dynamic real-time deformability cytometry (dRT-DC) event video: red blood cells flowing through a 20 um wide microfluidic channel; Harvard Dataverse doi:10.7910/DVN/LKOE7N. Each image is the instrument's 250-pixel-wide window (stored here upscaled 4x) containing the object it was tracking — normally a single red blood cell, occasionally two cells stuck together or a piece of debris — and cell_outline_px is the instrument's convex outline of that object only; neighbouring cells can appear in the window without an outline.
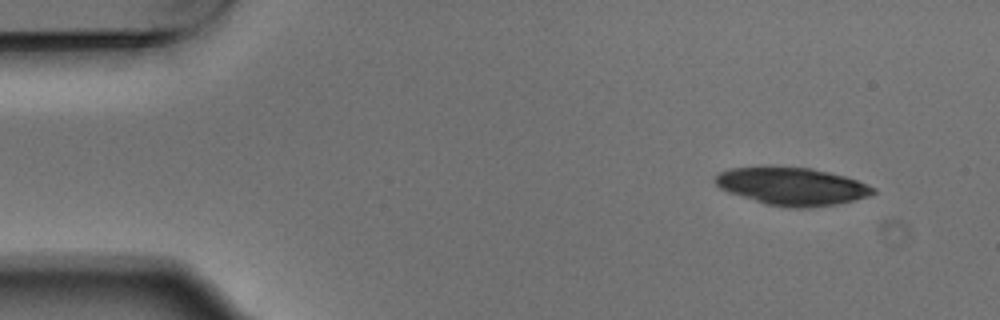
{"species": "Egyptian fruit bat (a non-hibernating species)", "species_latin": "Rousettus aegyptiacus", "temperature_condition": "warm", "stored_images_in_passage": 3, "camera_frame_rate_fps": 3000, "um_per_image_px": 0.085, "animal": {"sex": "male"}, "frame": {"image": 1, "passage_image": 1, "time_ms": 0.0, "image_size_px": [1000, 320], "cell_outline_px": [[876, 192], [868, 196], [836, 204], [808, 208], [788, 208], [768, 204], [728, 192], [720, 188], [716, 184], [716, 176], [720, 172], [728, 168], [764, 164], [768, 164], [812, 168], [844, 176], [856, 180], [876, 188]], "centroid_in_image_um": [67.27, 15.79], "position_along_channel_um": 17.7, "area_um2": 35.2}}